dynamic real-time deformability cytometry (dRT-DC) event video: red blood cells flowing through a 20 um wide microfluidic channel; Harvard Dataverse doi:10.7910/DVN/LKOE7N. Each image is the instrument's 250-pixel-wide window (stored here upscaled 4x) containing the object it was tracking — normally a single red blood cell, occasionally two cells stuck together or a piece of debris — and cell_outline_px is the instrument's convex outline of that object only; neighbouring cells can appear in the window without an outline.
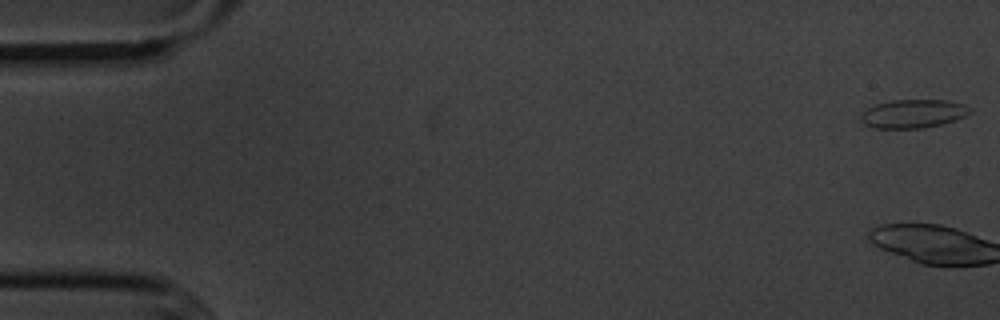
{"species": "common noctule bat (a hibernating species)", "species_latin": "Nyctalus noctula", "temperature_condition": "cold", "stored_images_in_passage": 3, "camera_frame_rate_fps": 3000, "um_per_image_px": 0.085, "animal": {"sex": "male", "body_mass_g": 20.1, "forearm_length_mm": 53.5}, "frame": {"image": 1, "passage_image": 1, "time_ms": 0.0, "image_size_px": [1000, 320], "cell_outline_px": [[972, 112], [956, 120], [924, 128], [872, 128], [864, 124], [860, 120], [860, 112], [876, 104], [892, 100], [948, 100], [964, 104], [972, 108]], "centroid_in_image_um": [77.61, 9.66], "position_along_channel_um": 7.4, "area_um2": 18.32}}